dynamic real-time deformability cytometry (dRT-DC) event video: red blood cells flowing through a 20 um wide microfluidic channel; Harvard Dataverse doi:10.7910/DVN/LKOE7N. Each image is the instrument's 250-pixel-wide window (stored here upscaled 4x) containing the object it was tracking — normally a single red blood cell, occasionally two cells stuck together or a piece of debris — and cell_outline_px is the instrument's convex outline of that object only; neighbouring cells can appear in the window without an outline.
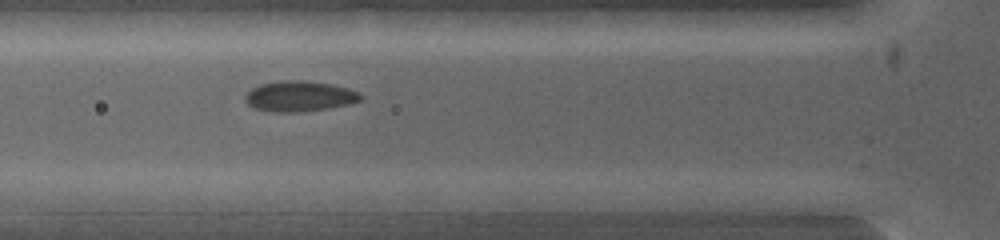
{"species": "common noctule bat (a hibernating species)", "species_latin": "Nyctalus noctula", "temperature_condition": "warm", "stored_images_in_passage": 4, "camera_frame_rate_fps": 5000, "um_per_image_px": 0.085, "animal": {"sex": "female", "body_mass_g": 19.0, "forearm_length_mm": 53.3}, "frame": {"image": 1, "passage_image": 2, "time_ms": 0.4, "image_size_px": [1000, 240], "cell_outline_px": [[600, 200], [580, 212], [496, 212], [492, 200], [500, 192], [556, 192]], "centroid_in_image_um": [45.95, 17.2], "position_along_channel_um": 79.8, "area_um2": 13.06}}